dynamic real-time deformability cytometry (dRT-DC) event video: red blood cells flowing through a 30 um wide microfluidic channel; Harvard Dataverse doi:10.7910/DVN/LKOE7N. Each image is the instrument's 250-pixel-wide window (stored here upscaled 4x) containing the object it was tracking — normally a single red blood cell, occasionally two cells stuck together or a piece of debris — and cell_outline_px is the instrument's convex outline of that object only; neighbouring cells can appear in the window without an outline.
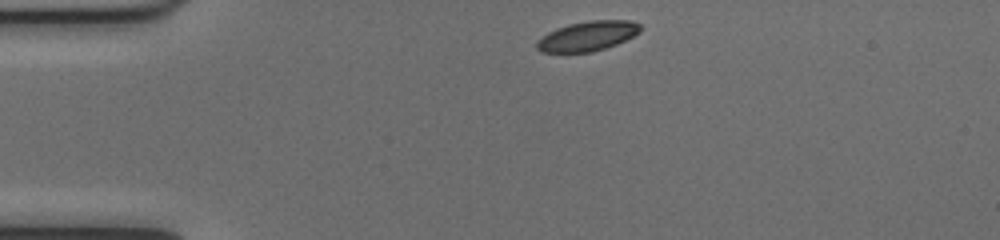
{"species": "common noctule bat (a hibernating species)", "species_latin": "Nyctalus noctula", "temperature_condition": "cold", "stored_images_in_passage": 42, "camera_frame_rate_fps": 3000, "um_per_image_px": 0.085, "animal": {"sex": "female", "body_mass_g": 17.0, "forearm_length_mm": 48.0}, "frame": {"image": 1, "passage_image": 1, "time_ms": 0.0, "image_size_px": [1000, 240], "cell_outline_px": [[644, 28], [640, 32], [616, 44], [592, 52], [540, 52], [536, 48], [536, 44], [548, 32], [556, 28], [568, 24], [588, 20], [632, 20], [640, 24]], "centroid_in_image_um": [49.98, 3.05], "position_along_channel_um": 35.0, "area_um2": 17.92}}
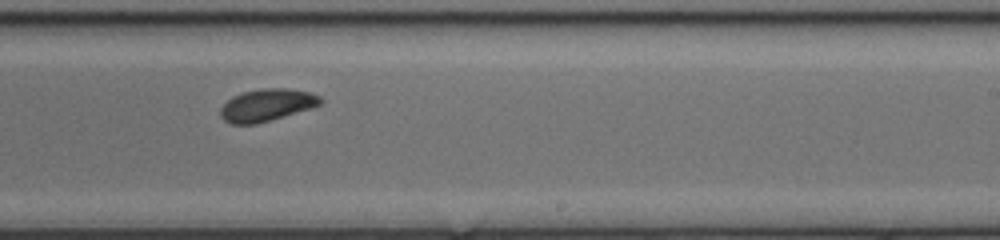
{"frame": {"image": 2, "passage_image": 22, "time_ms": 7.0, "image_size_px": [1000, 240], "cell_outline_px": [[324, 104], [312, 108], [256, 124], [232, 124], [224, 120], [220, 116], [220, 108], [232, 96], [244, 92], [260, 88], [284, 88], [312, 92], [320, 96], [324, 100]], "centroid_in_image_um": [22.72, 8.92], "position_along_channel_um": 266.3, "area_um2": 18.96}}
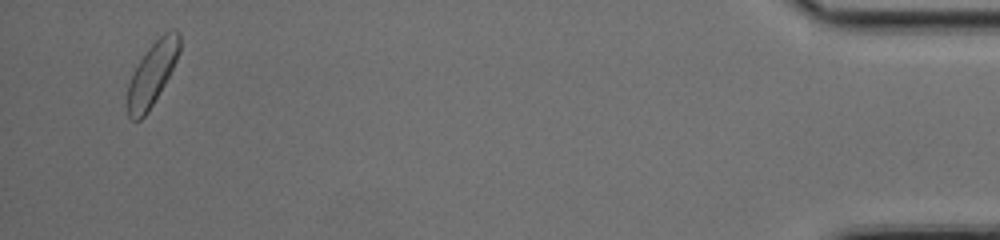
{"frame": {"image": 3, "passage_image": 40, "time_ms": 13.0, "image_size_px": [1000, 240], "cell_outline_px": [[180, 52], [164, 84], [148, 112], [140, 120], [132, 120], [128, 116], [128, 84], [140, 60], [148, 48], [164, 32], [172, 28], [176, 28], [180, 32]], "centroid_in_image_um": [12.96, 6.23], "position_along_channel_um": 422.2, "area_um2": 18.84}, "authors_computed_cell_mechanics": {"area_um2": 19.0451, "velocity_mm_per_s": 3.9709, "shape_relaxation_time_tau1_ms": 3.2086, "shape_relaxation_time_tau2_ms": null, "deformation_change_tau1": 0.1022, "deformation_change_tau2": null}}